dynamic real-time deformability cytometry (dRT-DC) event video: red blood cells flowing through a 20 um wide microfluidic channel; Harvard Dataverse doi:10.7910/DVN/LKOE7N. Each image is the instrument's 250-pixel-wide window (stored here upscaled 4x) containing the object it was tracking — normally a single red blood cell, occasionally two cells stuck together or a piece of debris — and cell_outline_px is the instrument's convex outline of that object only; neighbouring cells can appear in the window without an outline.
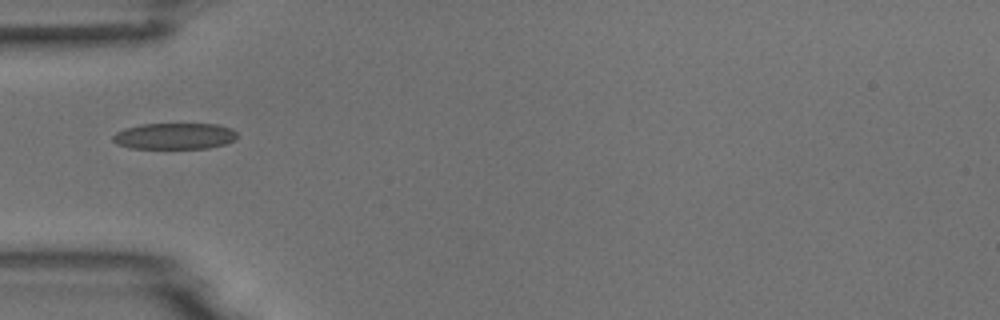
{"species": "common noctule bat (a hibernating species)", "species_latin": "Nyctalus noctula", "temperature_condition": "room temperature", "stored_images_in_passage": 5, "camera_frame_rate_fps": 3000, "um_per_image_px": 0.085, "animal": {"sex": "male", "body_mass_g": 18.8}, "frame": {"image": 1, "passage_image": 1, "time_ms": 0.0, "image_size_px": [1000, 320], "cell_outline_px": [[236, 140], [224, 144], [208, 148], [132, 148], [116, 144], [112, 140], [112, 136], [116, 132], [124, 128], [140, 124], [216, 124], [232, 128], [236, 132]], "centroid_in_image_um": [14.82, 11.56], "position_along_channel_um": 70.2, "area_um2": 19.07}}